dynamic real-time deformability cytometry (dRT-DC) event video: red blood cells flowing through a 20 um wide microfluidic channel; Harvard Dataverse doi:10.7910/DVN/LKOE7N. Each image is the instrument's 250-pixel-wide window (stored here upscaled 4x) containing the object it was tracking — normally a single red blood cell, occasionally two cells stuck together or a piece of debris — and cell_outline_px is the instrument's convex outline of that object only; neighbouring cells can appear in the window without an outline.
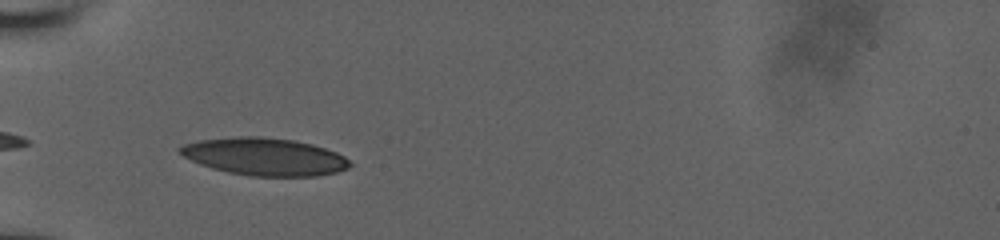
{"species": "human", "species_latin": "Homo sapiens", "temperature_condition": "room temperature", "stored_images_in_passage": 32, "camera_frame_rate_fps": 3000, "um_per_image_px": 0.085, "donor": {"sex": "male"}, "frame": {"image": 1, "passage_image": 1, "time_ms": 0.0, "image_size_px": [1000, 240], "cell_outline_px": [[352, 164], [348, 168], [336, 172], [316, 176], [248, 176], [228, 172], [212, 168], [200, 164], [184, 156], [176, 148], [184, 144], [200, 140], [240, 136], [260, 136], [292, 140], [312, 144], [336, 152], [344, 156]], "centroid_in_image_um": [22.49, 13.32], "position_along_channel_um": 62.5, "area_um2": 36.99}}
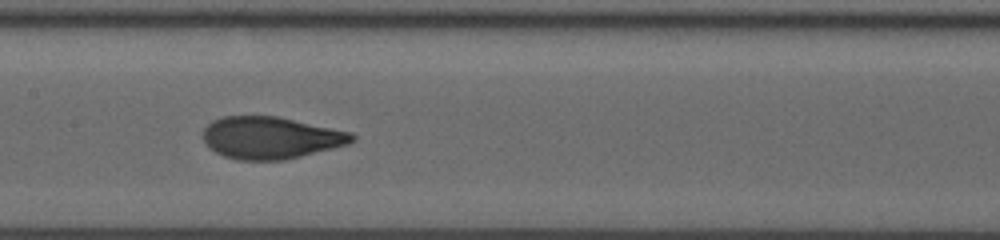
{"frame": {"image": 2, "passage_image": 11, "time_ms": 3.333, "image_size_px": [1000, 240], "cell_outline_px": [[356, 140], [348, 144], [284, 160], [236, 160], [224, 156], [216, 152], [204, 144], [204, 128], [212, 120], [224, 116], [276, 116], [352, 132], [356, 136]], "centroid_in_image_um": [23.0, 11.71], "position_along_channel_um": 184.4, "area_um2": 36.47}}
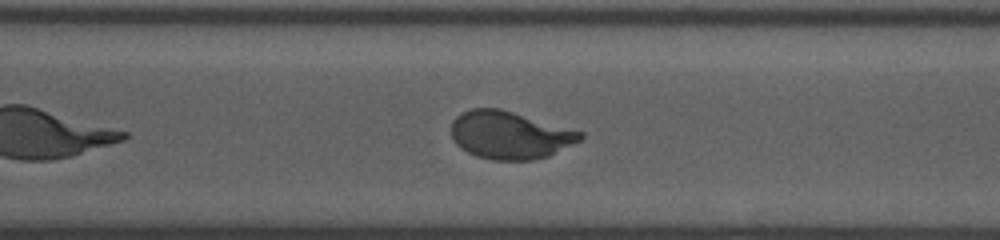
{"frame": {"image": 3, "passage_image": 22, "time_ms": 7.0, "image_size_px": [1000, 240], "cell_outline_px": [[584, 136], [580, 140], [548, 156], [532, 160], [492, 160], [476, 156], [460, 148], [452, 140], [452, 120], [456, 116], [472, 108], [500, 108], [584, 132]], "centroid_in_image_um": [43.31, 11.48], "position_along_channel_um": 327.3, "area_um2": 35.84}, "authors_computed_cell_mechanics": {"area_um2": 36.7608, "velocity_mm_per_s": 3.916, "shape_relaxation_time_tau1_ms": 5.2032, "shape_relaxation_time_tau2_ms": null, "deformation_change_tau1": 0.2055, "deformation_change_tau2": null}}